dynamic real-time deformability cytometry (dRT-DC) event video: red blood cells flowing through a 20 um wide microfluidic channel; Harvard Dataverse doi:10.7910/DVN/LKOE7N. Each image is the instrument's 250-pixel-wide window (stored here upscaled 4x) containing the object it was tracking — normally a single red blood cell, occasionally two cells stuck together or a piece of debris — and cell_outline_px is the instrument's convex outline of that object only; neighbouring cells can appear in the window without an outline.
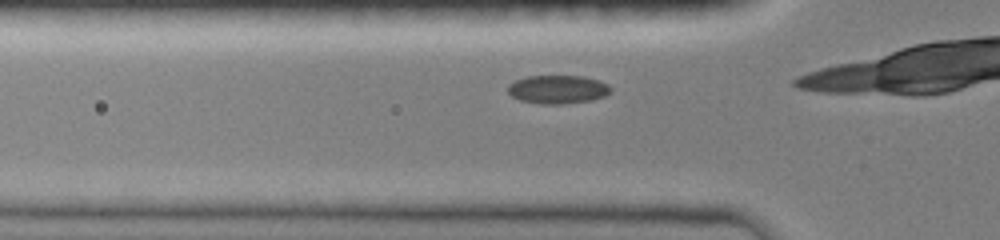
{"species": "common noctule bat (a hibernating species)", "species_latin": "Nyctalus noctula", "temperature_condition": "room temperature", "stored_images_in_passage": 28, "camera_frame_rate_fps": 3000, "um_per_image_px": 0.085, "animal": {"sex": "female", "body_mass_g": 19.0, "forearm_length_mm": 51.5}, "frame": {"image": 1, "passage_image": 3, "time_ms": 0.667, "image_size_px": [1000, 240], "cell_outline_px": [[612, 92], [604, 96], [592, 100], [564, 104], [540, 104], [520, 100], [512, 96], [508, 92], [508, 84], [516, 80], [528, 76], [584, 76], [600, 80], [608, 84], [612, 88]], "centroid_in_image_um": [47.44, 7.6], "position_along_channel_um": 78.4, "area_um2": 17.22}}
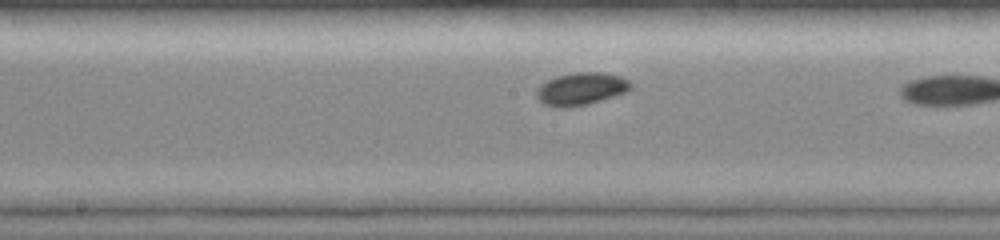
{"frame": {"image": 2, "passage_image": 12, "time_ms": 3.667, "image_size_px": [1000, 240], "cell_outline_px": [[632, 88], [616, 96], [588, 104], [572, 108], [556, 108], [544, 104], [536, 96], [536, 88], [540, 84], [556, 76], [576, 72], [604, 72], [620, 76], [628, 80], [632, 84]], "centroid_in_image_um": [49.38, 7.56], "position_along_channel_um": 198.8, "area_um2": 18.15}}
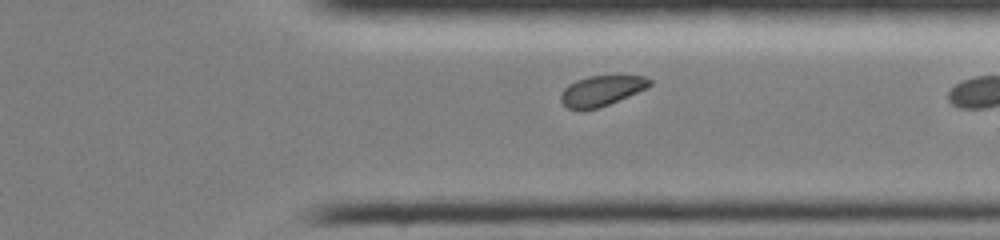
{"frame": {"image": 3, "passage_image": 24, "time_ms": 7.667, "image_size_px": [1000, 240], "cell_outline_px": [[652, 84], [648, 88], [608, 104], [596, 108], [580, 112], [568, 108], [560, 100], [560, 96], [564, 88], [568, 84], [576, 80], [588, 76], [620, 72], [648, 76], [652, 80]], "centroid_in_image_um": [51.19, 7.65], "position_along_channel_um": 360.2, "area_um2": 16.7}}